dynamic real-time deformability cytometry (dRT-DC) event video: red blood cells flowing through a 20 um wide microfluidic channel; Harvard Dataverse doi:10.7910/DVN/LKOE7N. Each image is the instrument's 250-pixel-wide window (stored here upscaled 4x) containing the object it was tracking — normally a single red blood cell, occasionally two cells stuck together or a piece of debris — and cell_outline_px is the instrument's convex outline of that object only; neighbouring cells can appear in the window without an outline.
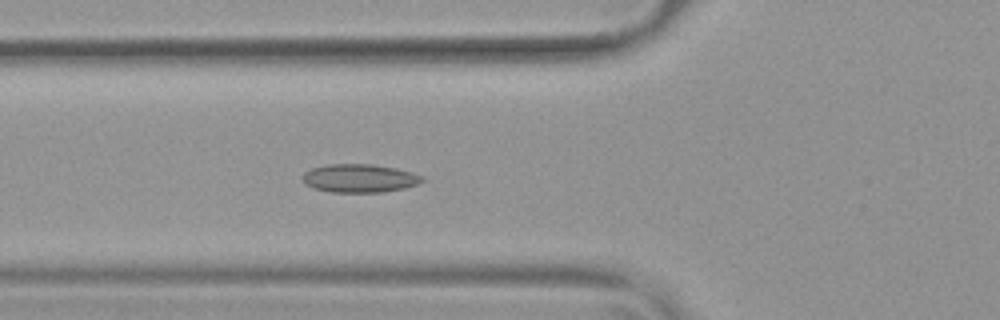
{"species": "common noctule bat (a hibernating species)", "species_latin": "Nyctalus noctula", "temperature_condition": "warm", "stored_images_in_passage": 54, "camera_frame_rate_fps": 3000, "um_per_image_px": 0.085, "animal": {"sex": "female", "body_mass_g": 19.9}, "frame": {"image": 1, "passage_image": 20, "time_ms": 6.333, "image_size_px": [1000, 320], "cell_outline_px": [[424, 180], [416, 184], [404, 188], [380, 192], [332, 192], [312, 188], [304, 184], [300, 180], [300, 176], [304, 172], [312, 168], [328, 164], [372, 164], [396, 168], [412, 172], [424, 176]], "centroid_in_image_um": [30.5, 15.15], "position_along_channel_um": 95.3, "area_um2": 19.94}}
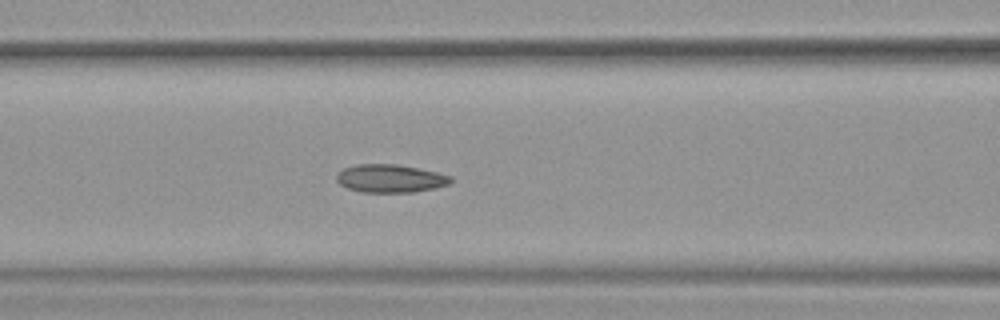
{"frame": {"image": 2, "passage_image": 23, "time_ms": 7.333, "image_size_px": [1000, 320], "cell_outline_px": [[452, 180], [448, 184], [436, 188], [412, 192], [360, 192], [348, 188], [340, 184], [336, 180], [336, 176], [344, 168], [356, 164], [396, 164], [436, 172], [452, 176]], "centroid_in_image_um": [33.17, 15.17], "position_along_channel_um": 133.4, "area_um2": 18.55}}
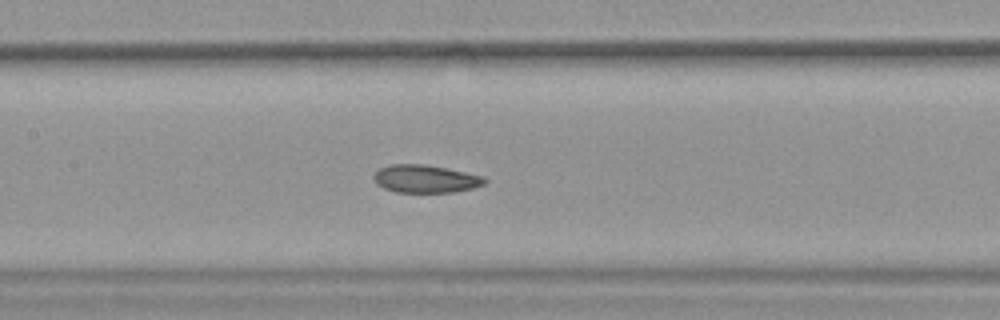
{"frame": {"image": 3, "passage_image": 26, "time_ms": 8.333, "image_size_px": [1000, 320], "cell_outline_px": [[488, 180], [484, 184], [472, 188], [456, 192], [396, 192], [384, 188], [376, 184], [376, 172], [380, 168], [388, 164], [424, 164], [484, 176]], "centroid_in_image_um": [36.18, 15.2], "position_along_channel_um": 171.2, "area_um2": 17.8}, "authors_computed_cell_mechanics": {"area_um2": 19.1318, "velocity_mm_per_s": 3.7887, "shape_relaxation_time_tau1_ms": null, "shape_relaxation_time_tau2_ms": 1.7995, "deformation_change_tau1": null, "deformation_change_tau2": 0.0669}}